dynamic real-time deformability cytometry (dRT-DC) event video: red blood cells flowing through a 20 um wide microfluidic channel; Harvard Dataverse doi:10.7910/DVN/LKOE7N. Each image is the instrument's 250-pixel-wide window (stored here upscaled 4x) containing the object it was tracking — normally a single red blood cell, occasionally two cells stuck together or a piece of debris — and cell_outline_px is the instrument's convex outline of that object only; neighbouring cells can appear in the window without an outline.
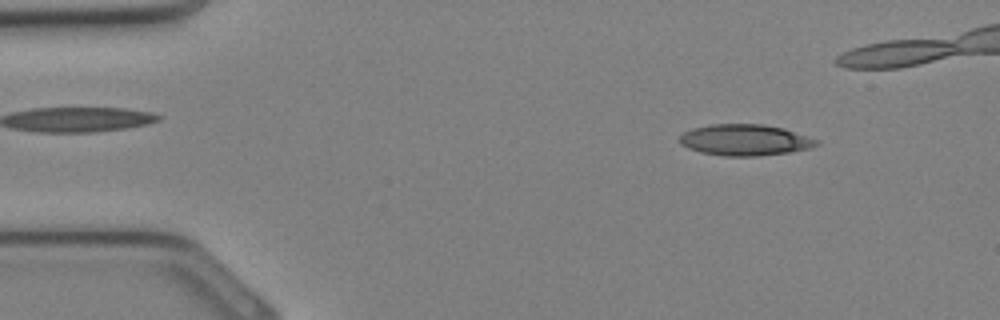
{"species": "Egyptian fruit bat (a non-hibernating species)", "species_latin": "Rousettus aegyptiacus", "temperature_condition": "cold", "stored_images_in_passage": 24, "camera_frame_rate_fps": 3000, "um_per_image_px": 0.085, "animal": {"sex": "female"}, "frame": {"image": 1, "passage_image": 1, "time_ms": 0.0, "image_size_px": [1000, 320], "cell_outline_px": [[820, 144], [808, 148], [788, 152], [756, 156], [724, 156], [700, 152], [688, 148], [680, 144], [680, 136], [684, 132], [692, 128], [712, 124], [764, 124], [784, 128], [820, 140]], "centroid_in_image_um": [63.32, 11.89], "position_along_channel_um": 21.7, "area_um2": 24.91}}
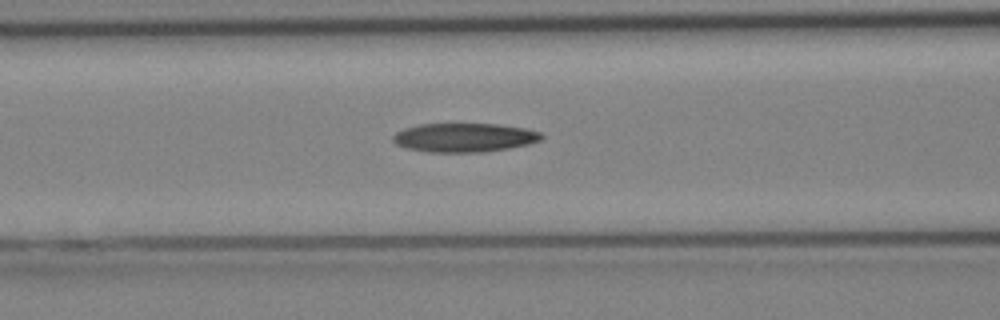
{"frame": {"image": 2, "passage_image": 10, "time_ms": 3.0, "image_size_px": [1000, 320], "cell_outline_px": [[544, 136], [540, 140], [528, 144], [508, 148], [484, 152], [428, 152], [404, 148], [396, 144], [392, 140], [392, 136], [396, 132], [404, 128], [420, 124], [496, 124], [524, 128], [540, 132]], "centroid_in_image_um": [39.42, 11.69], "position_along_channel_um": 127.2, "area_um2": 25.03}}
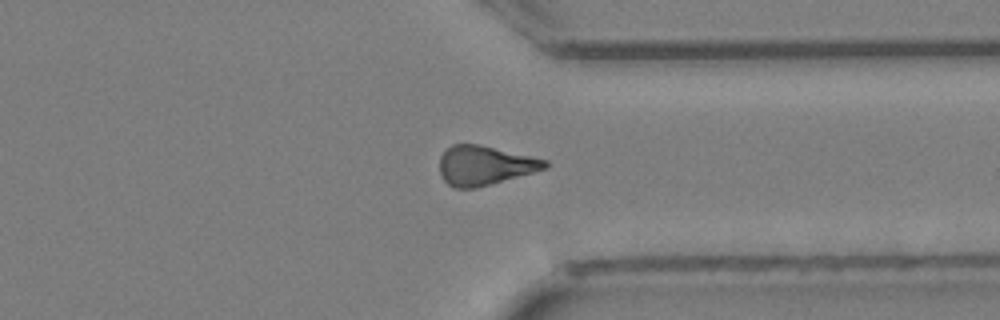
{"frame": {"image": 3, "passage_image": 22, "time_ms": 7.0, "image_size_px": [1000, 320], "cell_outline_px": [[548, 168], [476, 188], [452, 188], [444, 180], [440, 172], [440, 156], [452, 144], [480, 144], [548, 160]], "centroid_in_image_um": [41.2, 14.06], "position_along_channel_um": 370.2, "area_um2": 24.1}}